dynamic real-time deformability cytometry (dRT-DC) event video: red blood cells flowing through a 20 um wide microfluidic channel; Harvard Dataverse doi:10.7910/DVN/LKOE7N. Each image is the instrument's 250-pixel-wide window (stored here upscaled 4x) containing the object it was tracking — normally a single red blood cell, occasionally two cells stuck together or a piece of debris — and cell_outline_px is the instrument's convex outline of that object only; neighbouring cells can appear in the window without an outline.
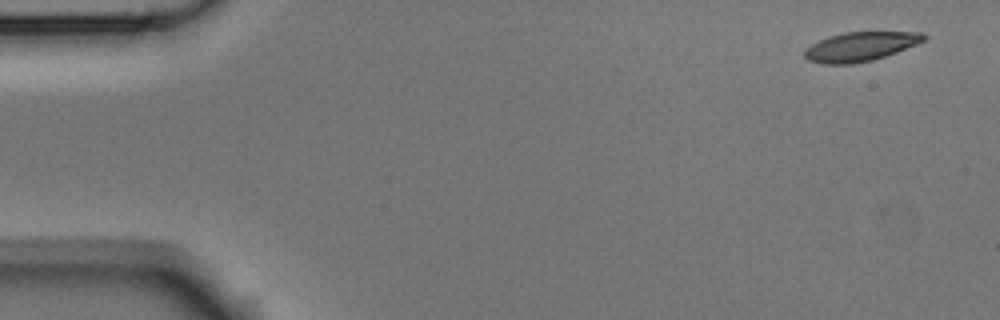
{"species": "Egyptian fruit bat (a non-hibernating species)", "species_latin": "Rousettus aegyptiacus", "temperature_condition": "room temperature", "stored_images_in_passage": 7, "camera_frame_rate_fps": 3000, "um_per_image_px": 0.085, "animal": {"sex": "male"}, "frame": {"image": 1, "passage_image": 1, "time_ms": 0.0, "image_size_px": [1000, 320], "cell_outline_px": [[928, 36], [924, 40], [916, 44], [896, 52], [872, 60], [852, 64], [824, 64], [808, 60], [804, 56], [804, 52], [812, 44], [828, 36], [844, 32], [924, 32]], "centroid_in_image_um": [73.14, 3.95], "position_along_channel_um": 11.9, "area_um2": 20.11}}
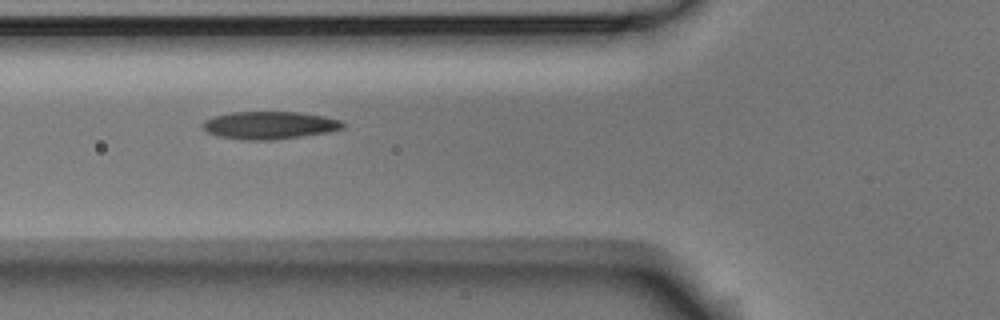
{"frame": {"image": 2, "passage_image": 6, "time_ms": 1.667, "image_size_px": [1000, 320], "cell_outline_px": [[344, 128], [328, 132], [272, 140], [240, 140], [216, 136], [208, 132], [200, 124], [204, 120], [216, 116], [232, 112], [296, 112], [324, 116], [344, 120]], "centroid_in_image_um": [22.9, 10.65], "position_along_channel_um": 102.9, "area_um2": 22.66}}
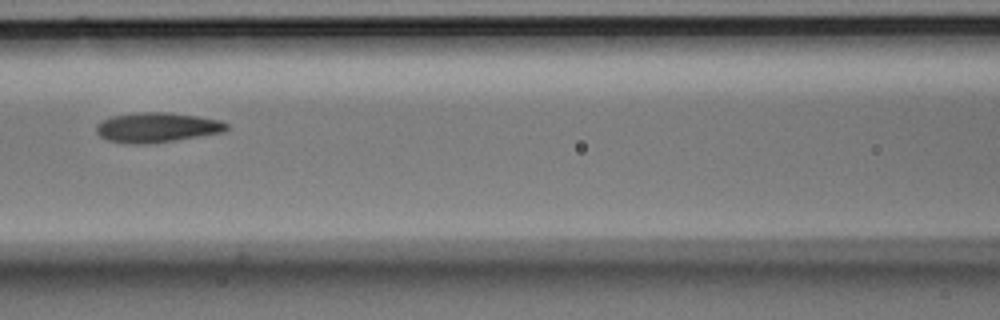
{"frame": {"image": 3, "passage_image": 7, "time_ms": 2.0, "image_size_px": [1000, 320], "cell_outline_px": [[228, 128], [224, 132], [152, 144], [124, 144], [108, 140], [100, 136], [96, 132], [96, 124], [112, 116], [144, 112], [168, 112], [196, 116], [220, 120], [228, 124]], "centroid_in_image_um": [13.33, 10.85], "position_along_channel_um": 153.3, "area_um2": 22.72}}